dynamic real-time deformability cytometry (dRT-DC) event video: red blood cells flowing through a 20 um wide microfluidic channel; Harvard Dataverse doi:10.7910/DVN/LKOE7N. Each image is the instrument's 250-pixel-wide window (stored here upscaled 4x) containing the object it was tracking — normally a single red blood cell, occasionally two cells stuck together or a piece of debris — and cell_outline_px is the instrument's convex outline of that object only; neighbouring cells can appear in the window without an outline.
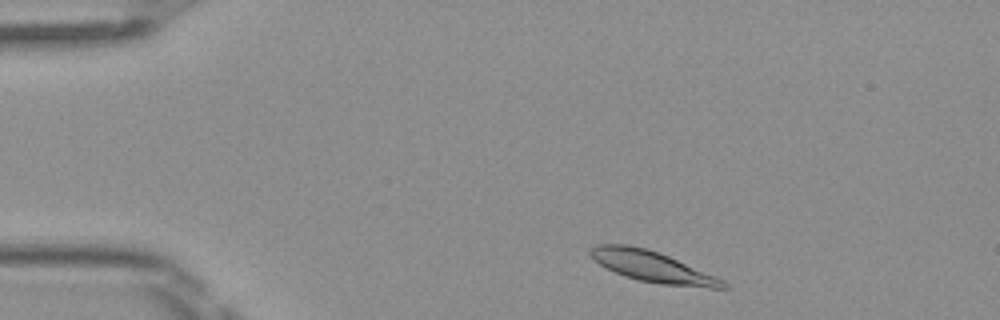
{"species": "Egyptian fruit bat (a non-hibernating species)", "species_latin": "Rousettus aegyptiacus", "temperature_condition": "room temperature", "stored_images_in_passage": 4, "camera_frame_rate_fps": 3000, "um_per_image_px": 0.085, "frame": {"image": 1, "passage_image": 1, "time_ms": 0.0, "image_size_px": [1000, 320], "cell_outline_px": [[732, 288], [708, 288], [660, 284], [636, 280], [624, 276], [600, 264], [588, 252], [596, 244], [628, 244], [660, 252], [724, 280]], "centroid_in_image_um": [55.49, 22.67], "position_along_channel_um": 29.5, "area_um2": 23.81}}
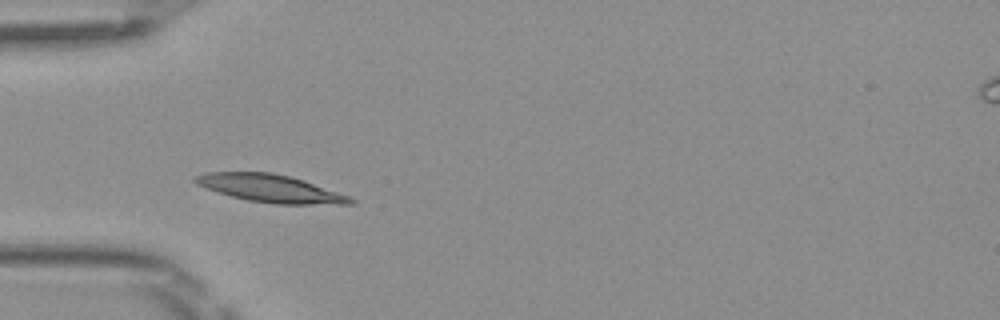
{"frame": {"image": 2, "passage_image": 3, "time_ms": 0.667, "image_size_px": [1000, 320], "cell_outline_px": [[356, 204], [276, 204], [248, 200], [216, 192], [204, 188], [196, 184], [192, 180], [196, 176], [204, 172], [272, 172], [304, 180], [348, 196], [356, 200]], "centroid_in_image_um": [22.95, 16.01], "position_along_channel_um": 62.1, "area_um2": 24.97}}
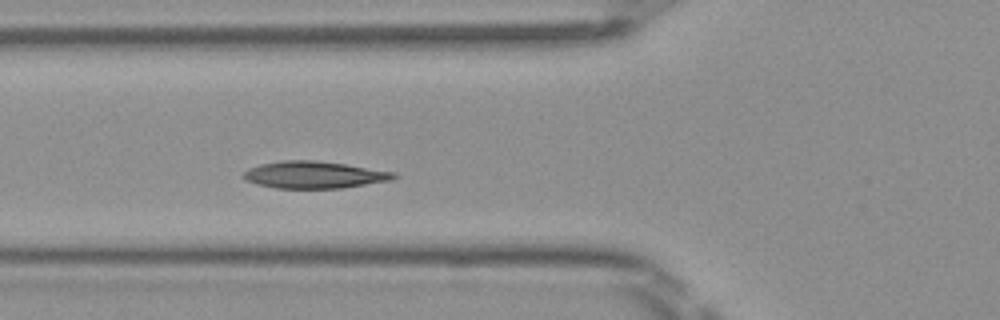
{"frame": {"image": 3, "passage_image": 4, "time_ms": 1.0, "image_size_px": [1000, 320], "cell_outline_px": [[396, 176], [392, 180], [340, 188], [276, 188], [256, 184], [244, 180], [244, 172], [248, 168], [260, 164], [280, 160], [316, 160], [344, 164], [396, 172]], "centroid_in_image_um": [26.67, 14.85], "position_along_channel_um": 99.1, "area_um2": 23.64}}